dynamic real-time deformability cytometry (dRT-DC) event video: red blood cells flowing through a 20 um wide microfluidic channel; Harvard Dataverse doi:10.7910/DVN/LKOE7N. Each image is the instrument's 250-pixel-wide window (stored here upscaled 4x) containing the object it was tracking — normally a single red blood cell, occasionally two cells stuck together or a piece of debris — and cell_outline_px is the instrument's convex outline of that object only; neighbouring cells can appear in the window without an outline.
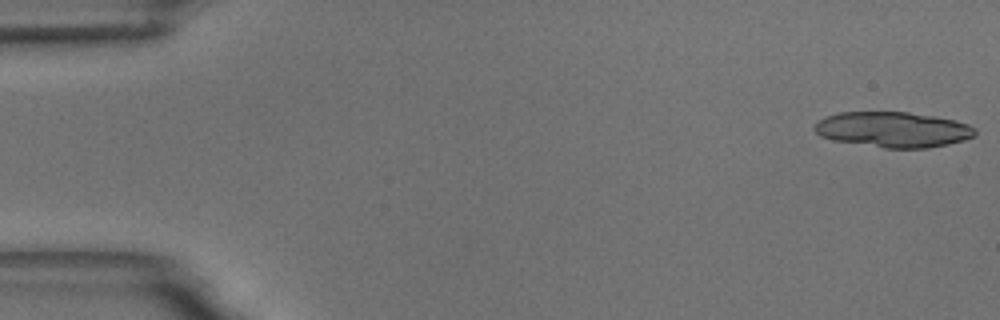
{"species": "common noctule bat (a hibernating species)", "species_latin": "Nyctalus noctula", "temperature_condition": "room temperature", "stored_images_in_passage": 16, "camera_frame_rate_fps": 3000, "um_per_image_px": 0.085, "animal": {"sex": "male", "body_mass_g": 18.8}, "frame": {"image": 1, "passage_image": 1, "time_ms": 0.0, "image_size_px": [1000, 320], "cell_outline_px": [[976, 136], [964, 140], [948, 144], [928, 148], [884, 148], [832, 140], [820, 136], [812, 128], [824, 116], [840, 112], [908, 112], [936, 116], [956, 120], [968, 124], [976, 128]], "centroid_in_image_um": [75.93, 11.01], "position_along_channel_um": 9.1, "area_um2": 33.47}}